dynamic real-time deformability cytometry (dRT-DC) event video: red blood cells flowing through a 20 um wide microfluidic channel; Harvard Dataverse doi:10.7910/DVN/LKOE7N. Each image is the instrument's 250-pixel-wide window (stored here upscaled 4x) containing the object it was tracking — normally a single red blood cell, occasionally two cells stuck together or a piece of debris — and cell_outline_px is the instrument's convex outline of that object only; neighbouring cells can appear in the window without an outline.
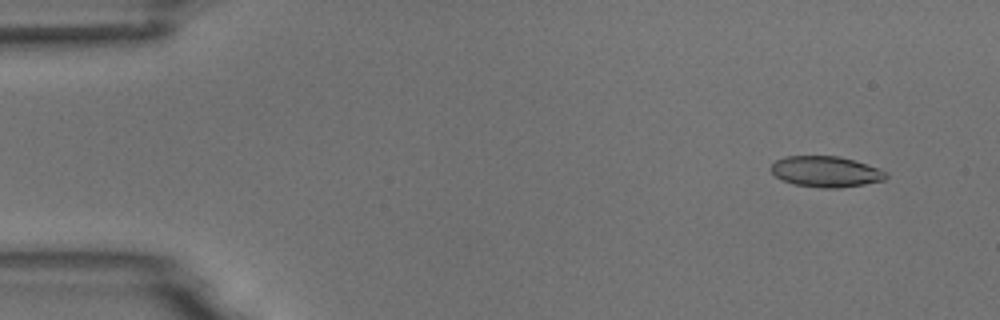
{"species": "common noctule bat (a hibernating species)", "species_latin": "Nyctalus noctula", "temperature_condition": "room temperature", "stored_images_in_passage": 4, "camera_frame_rate_fps": 3000, "um_per_image_px": 0.085, "animal": {"sex": "male", "body_mass_g": 18.8}, "frame": {"image": 1, "passage_image": 1, "time_ms": 0.0, "image_size_px": [1000, 320], "cell_outline_px": [[888, 176], [884, 180], [864, 184], [840, 188], [820, 188], [796, 184], [784, 180], [776, 176], [768, 168], [776, 160], [784, 156], [840, 156], [880, 168], [888, 172]], "centroid_in_image_um": [70.22, 14.58], "position_along_channel_um": 14.8, "area_um2": 20.75}}
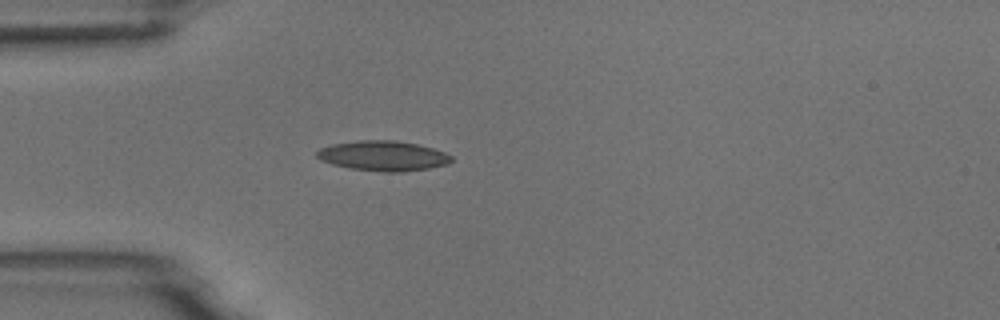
{"frame": {"image": 2, "passage_image": 4, "time_ms": 3.667, "image_size_px": [1000, 320], "cell_outline_px": [[452, 160], [448, 164], [428, 168], [400, 172], [384, 172], [352, 168], [332, 164], [320, 160], [316, 156], [316, 152], [320, 148], [332, 144], [360, 140], [392, 140], [416, 144], [432, 148], [444, 152], [452, 156]], "centroid_in_image_um": [32.55, 13.24], "position_along_channel_um": 52.5, "area_um2": 23.35}}